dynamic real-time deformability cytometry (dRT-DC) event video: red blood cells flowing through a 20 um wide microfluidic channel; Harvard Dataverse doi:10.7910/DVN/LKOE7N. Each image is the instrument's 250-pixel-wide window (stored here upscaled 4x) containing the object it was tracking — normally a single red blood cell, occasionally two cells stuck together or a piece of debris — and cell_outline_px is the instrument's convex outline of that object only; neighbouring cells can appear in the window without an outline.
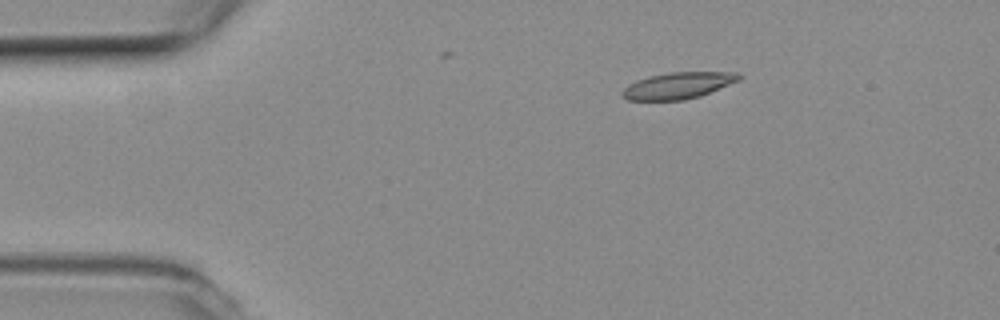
{"species": "common noctule bat (a hibernating species)", "species_latin": "Nyctalus noctula", "temperature_condition": "room temperature", "stored_images_in_passage": 7, "camera_frame_rate_fps": 3000, "um_per_image_px": 0.085, "animal": {"sex": "female", "body_mass_g": 19.3, "forearm_length_mm": 54.1}, "frame": {"image": 1, "passage_image": 1, "time_ms": 0.0, "image_size_px": [1000, 320], "cell_outline_px": [[744, 76], [740, 80], [700, 96], [684, 100], [628, 100], [620, 92], [628, 84], [636, 80], [648, 76], [668, 72], [736, 72]], "centroid_in_image_um": [57.64, 7.26], "position_along_channel_um": 27.4, "area_um2": 18.09}}